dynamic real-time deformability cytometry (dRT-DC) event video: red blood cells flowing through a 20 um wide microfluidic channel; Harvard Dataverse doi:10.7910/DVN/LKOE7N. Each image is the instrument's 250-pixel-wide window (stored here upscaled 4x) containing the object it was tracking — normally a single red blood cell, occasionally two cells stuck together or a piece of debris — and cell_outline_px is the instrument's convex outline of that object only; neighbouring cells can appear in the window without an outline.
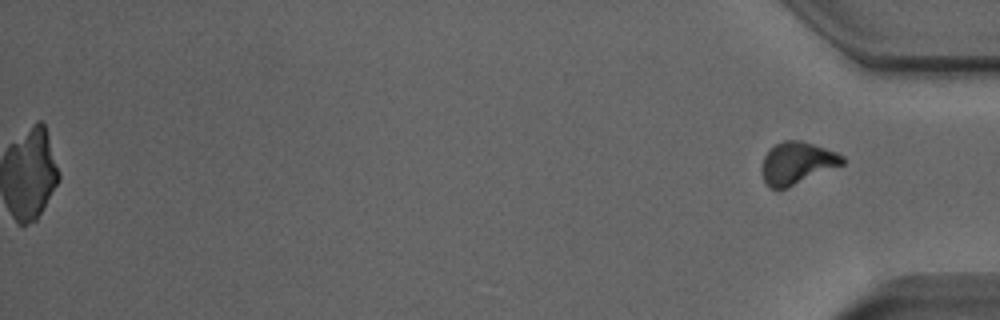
{"species": "Egyptian fruit bat (a non-hibernating species)", "species_latin": "Rousettus aegyptiacus", "temperature_condition": "room temperature", "stored_images_in_passage": 52, "segment_of_instrument_passage": [2, 2], "camera_frame_rate_fps": 3000, "um_per_image_px": 0.085, "animal": {"sex": "male"}, "frame": {"image": 1, "passage_image": 52, "time_ms": 17.0, "image_size_px": [1000, 320], "cell_outline_px": [[848, 160], [844, 164], [788, 188], [768, 188], [764, 184], [760, 168], [764, 156], [776, 144], [784, 140], [800, 140], [836, 152], [844, 156]], "centroid_in_image_um": [67.74, 13.88], "position_along_channel_um": 367.5, "area_um2": 20.0}}